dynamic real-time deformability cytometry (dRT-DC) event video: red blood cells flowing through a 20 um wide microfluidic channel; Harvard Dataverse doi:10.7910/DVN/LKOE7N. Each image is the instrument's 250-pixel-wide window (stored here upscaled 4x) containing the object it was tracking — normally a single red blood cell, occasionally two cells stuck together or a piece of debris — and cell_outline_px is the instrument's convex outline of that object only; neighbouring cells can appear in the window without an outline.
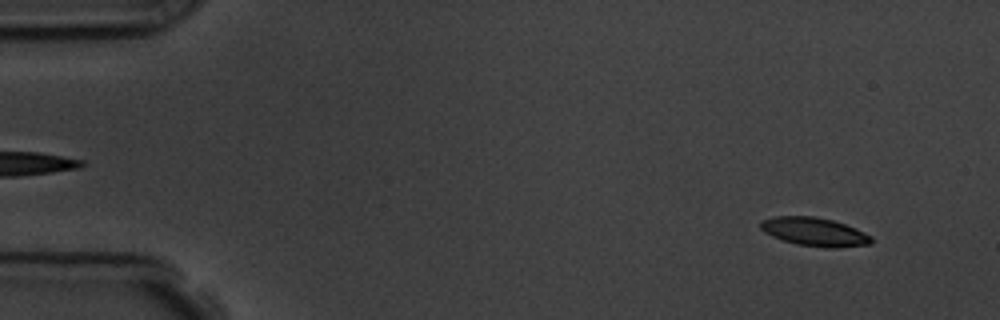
{"species": "common noctule bat (a hibernating species)", "species_latin": "Nyctalus noctula", "temperature_condition": "room temperature", "stored_images_in_passage": 55, "camera_frame_rate_fps": 3000, "um_per_image_px": 0.085, "animal": {"sex": "male", "body_mass_g": 19.5, "forearm_length_mm": 54.6}, "frame": {"image": 1, "passage_image": 4, "time_ms": 1.0, "image_size_px": [1000, 320], "cell_outline_px": [[872, 244], [836, 248], [824, 248], [796, 244], [772, 236], [764, 232], [760, 228], [760, 220], [776, 216], [816, 216], [832, 220], [856, 228], [872, 236]], "centroid_in_image_um": [69.24, 19.71], "position_along_channel_um": 15.8, "area_um2": 18.55}}
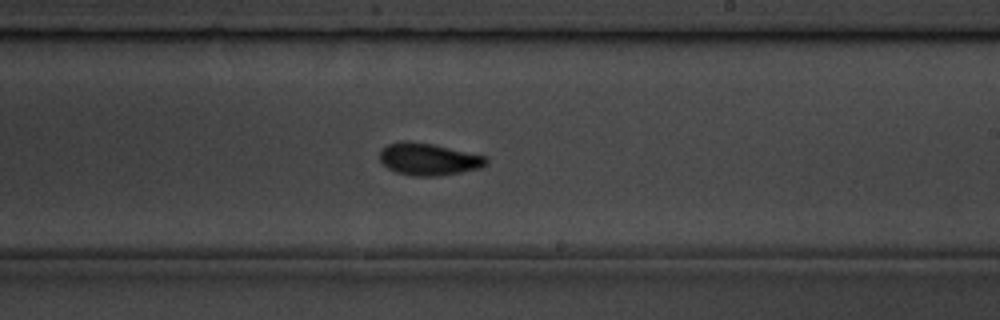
{"frame": {"image": 2, "passage_image": 33, "time_ms": 10.667, "image_size_px": [1000, 320], "cell_outline_px": [[488, 164], [480, 168], [440, 176], [412, 176], [396, 172], [388, 168], [380, 160], [380, 152], [388, 144], [400, 140], [408, 140], [432, 144], [484, 156], [488, 160]], "centroid_in_image_um": [36.41, 13.53], "position_along_channel_um": 252.6, "area_um2": 19.83}}
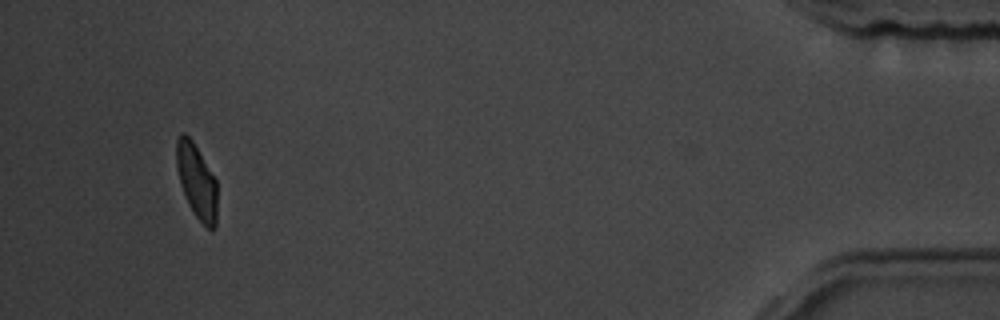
{"frame": {"image": 3, "passage_image": 53, "time_ms": 17.333, "image_size_px": [1000, 320], "cell_outline_px": [[216, 228], [212, 232], [196, 216], [188, 204], [180, 184], [176, 168], [176, 140], [180, 132], [184, 132], [192, 140], [216, 180]], "centroid_in_image_um": [16.69, 15.39], "position_along_channel_um": 418.5, "area_um2": 17.63}}